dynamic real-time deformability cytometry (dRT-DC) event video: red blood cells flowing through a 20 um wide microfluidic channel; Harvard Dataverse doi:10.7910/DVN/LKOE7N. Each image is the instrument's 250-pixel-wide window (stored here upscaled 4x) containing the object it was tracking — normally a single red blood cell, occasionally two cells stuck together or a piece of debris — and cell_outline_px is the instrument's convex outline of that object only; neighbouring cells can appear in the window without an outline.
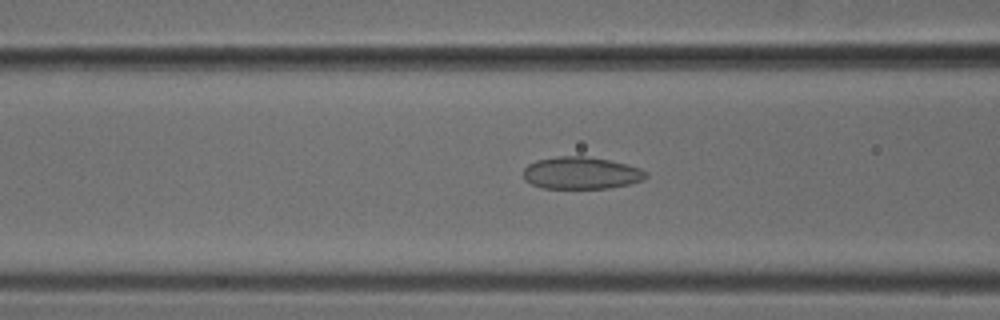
{"species": "common noctule bat (a hibernating species)", "species_latin": "Nyctalus noctula", "temperature_condition": "cold", "stored_images_in_passage": 46, "camera_frame_rate_fps": 3000, "um_per_image_px": 0.085, "animal": {"sex": "male", "body_mass_g": 18.8}, "frame": {"image": 1, "passage_image": 15, "time_ms": 4.667, "image_size_px": [1000, 320], "cell_outline_px": [[648, 176], [644, 180], [628, 184], [608, 188], [544, 188], [532, 184], [524, 180], [524, 168], [528, 164], [536, 160], [556, 156], [584, 156], [608, 160], [628, 164], [640, 168], [648, 172]], "centroid_in_image_um": [49.41, 14.7], "position_along_channel_um": 117.2, "area_um2": 23.06}}
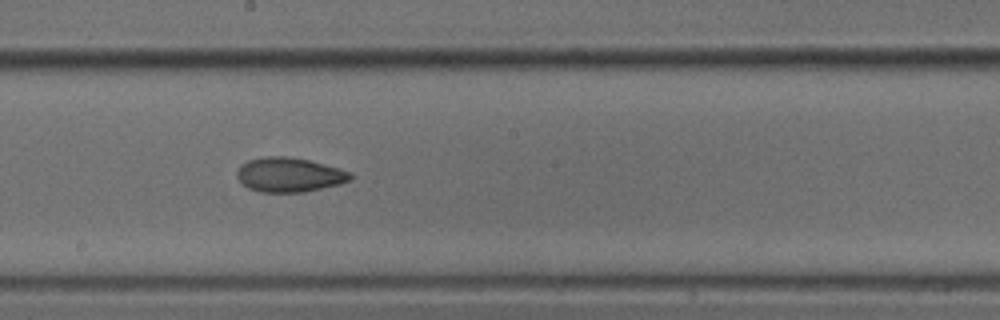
{"frame": {"image": 2, "passage_image": 23, "time_ms": 7.333, "image_size_px": [1000, 320], "cell_outline_px": [[352, 180], [340, 184], [304, 192], [260, 192], [248, 188], [236, 176], [236, 172], [240, 164], [248, 160], [264, 156], [288, 156], [308, 160], [336, 168], [348, 172], [352, 176]], "centroid_in_image_um": [24.54, 14.85], "position_along_channel_um": 223.7, "area_um2": 22.66}}
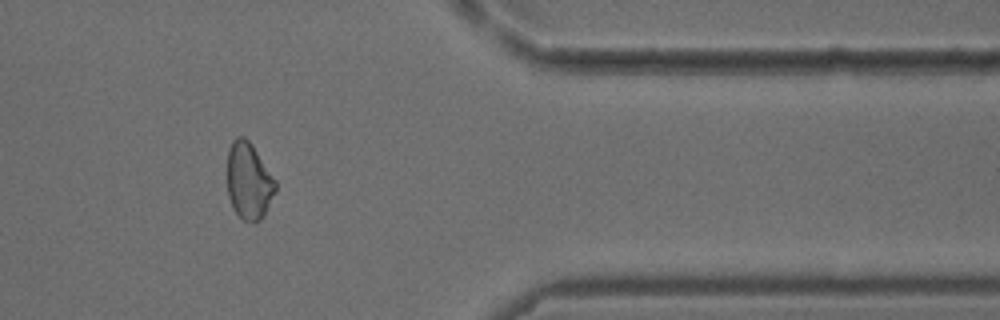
{"frame": {"image": 3, "passage_image": 37, "time_ms": 12.0, "image_size_px": [1000, 320], "cell_outline_px": [[276, 192], [264, 216], [260, 220], [244, 220], [232, 208], [228, 196], [228, 148], [232, 140], [236, 136], [244, 136], [252, 144], [276, 180]], "centroid_in_image_um": [21.15, 15.36], "position_along_channel_um": 390.2, "area_um2": 21.62}}